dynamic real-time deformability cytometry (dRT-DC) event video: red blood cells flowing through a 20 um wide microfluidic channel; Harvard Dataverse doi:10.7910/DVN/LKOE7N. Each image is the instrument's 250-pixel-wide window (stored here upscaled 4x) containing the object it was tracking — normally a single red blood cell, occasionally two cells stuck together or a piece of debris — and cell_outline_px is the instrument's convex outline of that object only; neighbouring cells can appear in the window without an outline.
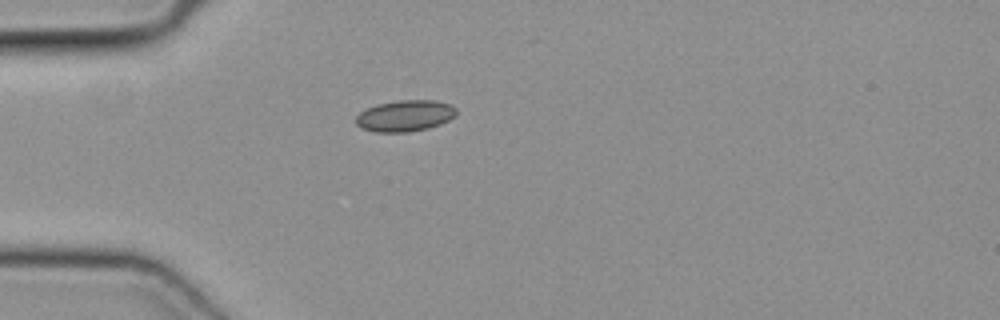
{"species": "common noctule bat (a hibernating species)", "species_latin": "Nyctalus noctula", "temperature_condition": "cold", "stored_images_in_passage": 28, "camera_frame_rate_fps": 3000, "um_per_image_px": 0.085, "animal": {"sex": "female", "body_mass_g": 19.3, "forearm_length_mm": 54.1}, "frame": {"image": 1, "passage_image": 1, "time_ms": 0.0, "image_size_px": [1000, 320], "cell_outline_px": [[456, 116], [440, 124], [428, 128], [408, 132], [376, 132], [360, 128], [356, 124], [356, 116], [360, 112], [376, 104], [400, 100], [436, 100], [452, 104], [456, 108]], "centroid_in_image_um": [34.44, 9.84], "position_along_channel_um": 50.6, "area_um2": 18.44}}
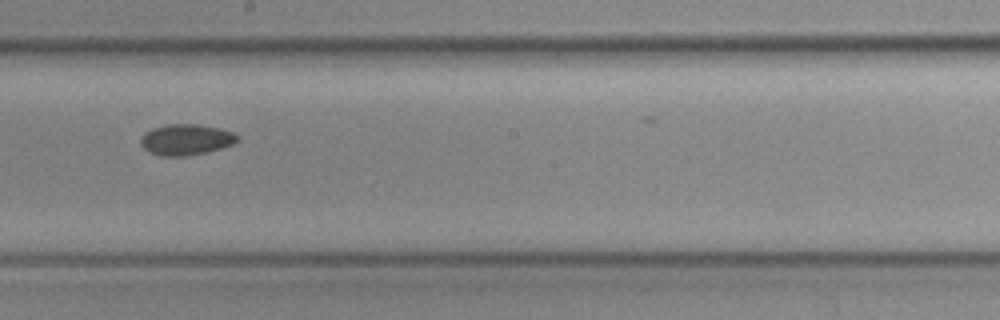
{"frame": {"image": 2, "passage_image": 15, "time_ms": 4.667, "image_size_px": [1000, 320], "cell_outline_px": [[240, 140], [232, 144], [208, 152], [184, 156], [160, 156], [148, 152], [140, 144], [140, 136], [144, 132], [152, 128], [168, 124], [196, 124], [220, 128], [236, 132], [240, 136]], "centroid_in_image_um": [15.82, 11.86], "position_along_channel_um": 232.4, "area_um2": 17.74}}
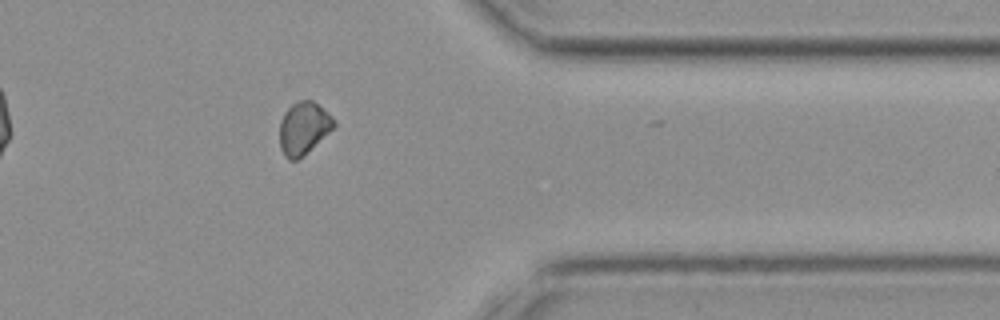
{"frame": {"image": 3, "passage_image": 27, "time_ms": 8.667, "image_size_px": [1000, 320], "cell_outline_px": [[336, 124], [328, 132], [296, 160], [288, 160], [284, 156], [280, 148], [280, 120], [284, 112], [292, 104], [300, 100], [312, 100], [332, 116]], "centroid_in_image_um": [25.76, 10.87], "position_along_channel_um": 385.6, "area_um2": 16.13}}